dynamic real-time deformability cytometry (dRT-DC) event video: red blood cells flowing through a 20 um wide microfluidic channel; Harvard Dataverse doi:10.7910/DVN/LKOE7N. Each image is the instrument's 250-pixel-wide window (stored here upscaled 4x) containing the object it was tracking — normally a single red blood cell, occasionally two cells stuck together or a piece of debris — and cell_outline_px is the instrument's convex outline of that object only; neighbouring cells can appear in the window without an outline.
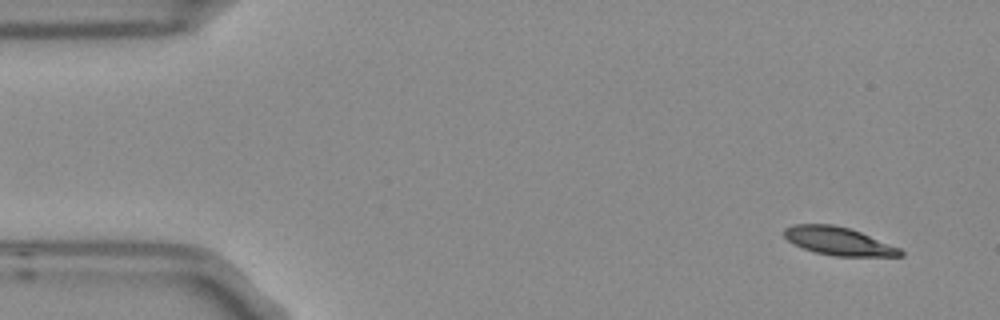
{"species": "Egyptian fruit bat (a non-hibernating species)", "species_latin": "Rousettus aegyptiacus", "temperature_condition": "room temperature", "stored_images_in_passage": 4, "camera_frame_rate_fps": 3000, "um_per_image_px": 0.085, "frame": {"image": 1, "passage_image": 1, "time_ms": 0.0, "image_size_px": [1000, 320], "cell_outline_px": [[904, 256], [832, 256], [816, 252], [792, 244], [784, 236], [784, 228], [792, 224], [832, 224], [848, 228], [860, 232], [900, 248], [904, 252]], "centroid_in_image_um": [71.25, 20.49], "position_along_channel_um": 13.7, "area_um2": 18.96}}
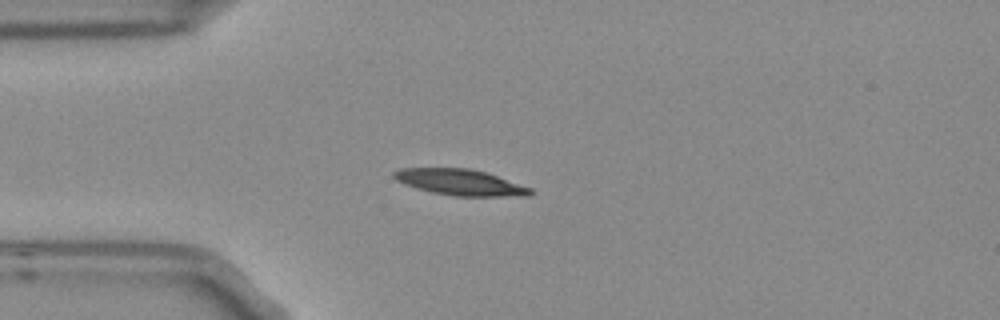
{"frame": {"image": 2, "passage_image": 4, "time_ms": 1.0, "image_size_px": [1000, 320], "cell_outline_px": [[536, 192], [532, 196], [452, 196], [432, 192], [416, 188], [404, 184], [396, 180], [392, 176], [392, 172], [400, 168], [468, 168], [484, 172], [532, 188]], "centroid_in_image_um": [39.12, 15.5], "position_along_channel_um": 45.9, "area_um2": 20.75}}